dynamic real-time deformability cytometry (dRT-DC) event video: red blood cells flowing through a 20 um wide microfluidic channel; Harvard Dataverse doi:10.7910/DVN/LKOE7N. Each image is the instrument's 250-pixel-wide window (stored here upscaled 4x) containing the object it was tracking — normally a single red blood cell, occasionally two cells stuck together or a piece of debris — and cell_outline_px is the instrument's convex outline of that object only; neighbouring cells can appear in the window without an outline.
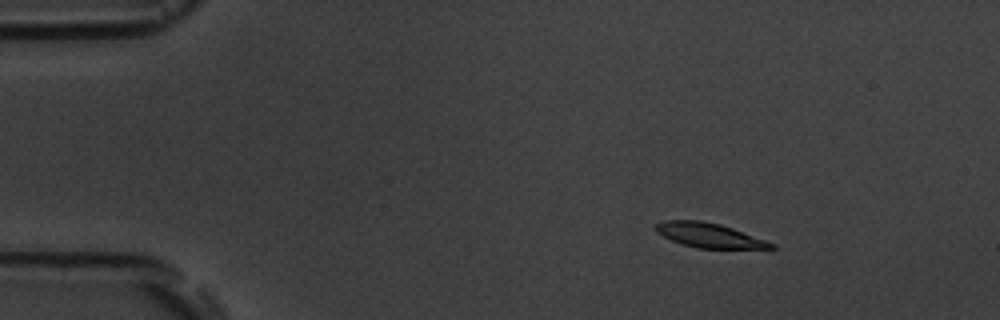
{"species": "common noctule bat (a hibernating species)", "species_latin": "Nyctalus noctula", "temperature_condition": "room temperature", "stored_images_in_passage": 10, "camera_frame_rate_fps": 3000, "um_per_image_px": 0.085, "animal": {"sex": "male", "body_mass_g": 19.5, "forearm_length_mm": 54.6}, "frame": {"image": 1, "passage_image": 2, "time_ms": 1.333, "image_size_px": [1000, 320], "cell_outline_px": [[776, 248], [696, 248], [672, 240], [656, 232], [652, 228], [656, 224], [664, 220], [700, 220], [720, 224], [732, 228], [776, 244]], "centroid_in_image_um": [60.24, 19.99], "position_along_channel_um": 24.8, "area_um2": 16.3}}
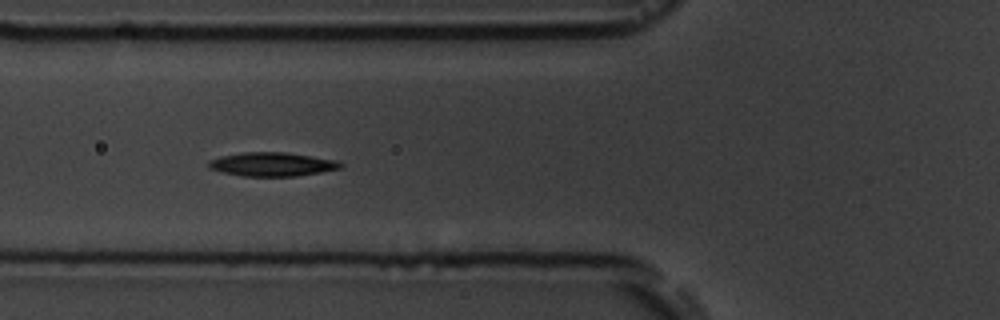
{"frame": {"image": 2, "passage_image": 6, "time_ms": 5.667, "image_size_px": [1000, 320], "cell_outline_px": [[344, 164], [340, 168], [320, 172], [296, 176], [244, 176], [224, 172], [208, 168], [208, 160], [220, 156], [240, 152], [284, 152], [336, 160]], "centroid_in_image_um": [23.09, 13.95], "position_along_channel_um": 102.7, "area_um2": 18.21}}
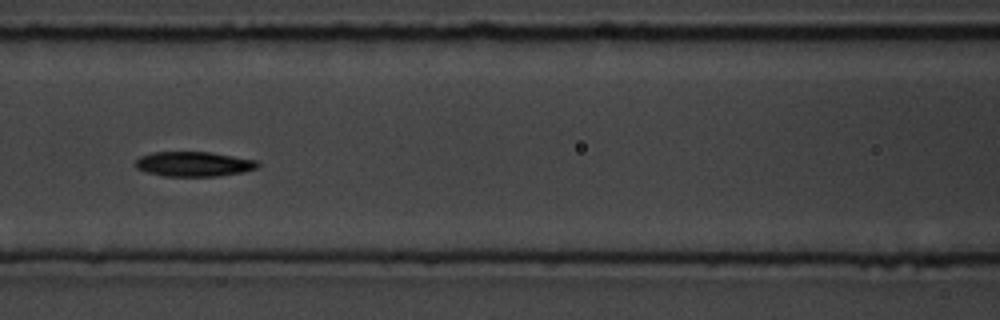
{"frame": {"image": 3, "passage_image": 7, "time_ms": 7.0, "image_size_px": [1000, 320], "cell_outline_px": [[260, 164], [256, 168], [244, 172], [220, 176], [164, 176], [148, 172], [136, 168], [132, 164], [140, 156], [152, 152], [208, 152], [256, 160]], "centroid_in_image_um": [16.44, 13.94], "position_along_channel_um": 150.2, "area_um2": 17.69}}